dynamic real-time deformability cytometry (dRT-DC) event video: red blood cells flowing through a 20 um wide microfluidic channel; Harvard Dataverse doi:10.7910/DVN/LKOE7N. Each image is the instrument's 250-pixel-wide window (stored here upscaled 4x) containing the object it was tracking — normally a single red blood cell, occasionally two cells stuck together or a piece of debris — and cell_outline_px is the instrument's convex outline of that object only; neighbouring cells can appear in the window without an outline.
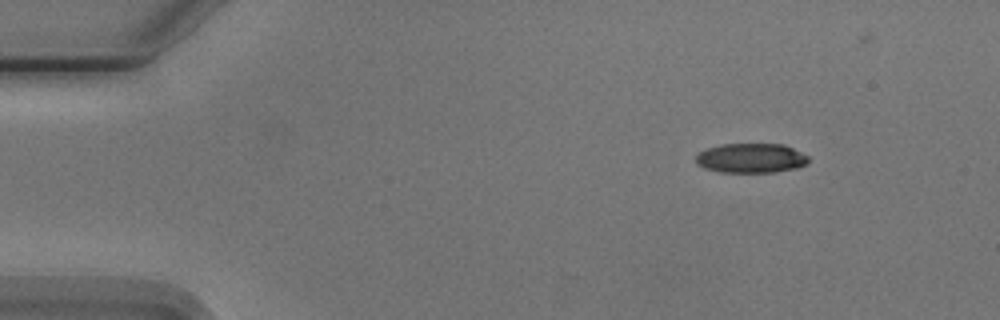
{"species": "Egyptian fruit bat (a non-hibernating species)", "species_latin": "Rousettus aegyptiacus", "temperature_condition": "cold", "stored_images_in_passage": 7, "camera_frame_rate_fps": 3000, "um_per_image_px": 0.085, "animal": {"sex": "male"}, "frame": {"image": 1, "passage_image": 1, "time_ms": 0.0, "image_size_px": [1000, 320], "cell_outline_px": [[808, 164], [796, 168], [776, 172], [720, 172], [704, 168], [696, 164], [696, 156], [700, 152], [708, 148], [720, 144], [784, 144], [808, 156]], "centroid_in_image_um": [63.83, 13.44], "position_along_channel_um": 21.2, "area_um2": 19.42}}
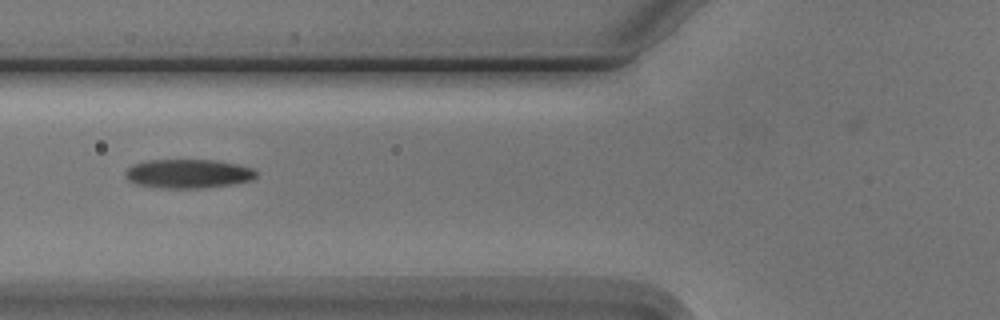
{"frame": {"image": 2, "passage_image": 5, "time_ms": 4.667, "image_size_px": [1000, 320], "cell_outline_px": [[256, 176], [252, 180], [232, 184], [200, 188], [160, 188], [136, 184], [128, 180], [124, 176], [124, 172], [128, 168], [136, 164], [148, 160], [216, 160], [236, 164], [252, 168], [256, 172]], "centroid_in_image_um": [15.98, 14.77], "position_along_channel_um": 109.8, "area_um2": 22.02}}
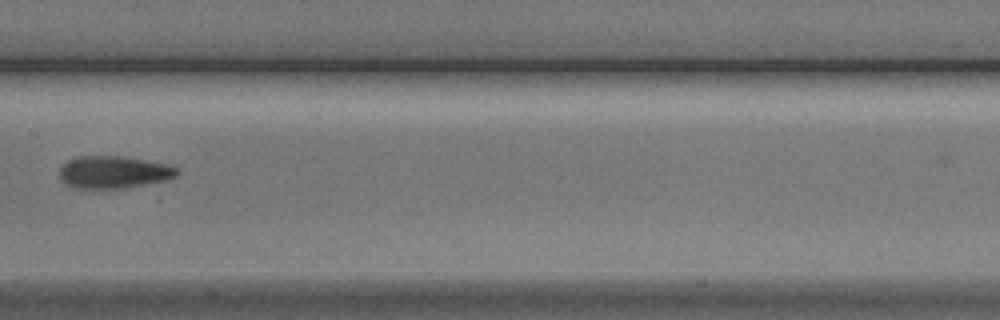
{"frame": {"image": 3, "passage_image": 7, "time_ms": 7.0, "image_size_px": [1000, 320], "cell_outline_px": [[180, 172], [176, 176], [168, 180], [148, 184], [124, 188], [72, 188], [60, 180], [60, 168], [68, 160], [80, 156], [124, 156], [168, 164], [176, 168]], "centroid_in_image_um": [9.68, 14.64], "position_along_channel_um": 197.7, "area_um2": 22.31}}